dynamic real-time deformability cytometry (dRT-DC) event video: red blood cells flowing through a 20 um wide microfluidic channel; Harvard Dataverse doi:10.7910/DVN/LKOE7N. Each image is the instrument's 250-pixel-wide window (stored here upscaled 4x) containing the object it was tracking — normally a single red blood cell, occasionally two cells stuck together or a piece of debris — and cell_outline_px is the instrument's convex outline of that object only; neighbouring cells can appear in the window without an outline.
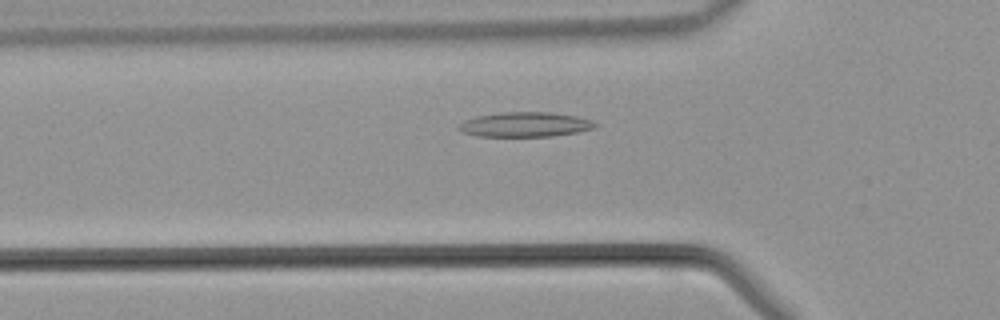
{"species": "common noctule bat (a hibernating species)", "species_latin": "Nyctalus noctula", "temperature_condition": "warm", "stored_images_in_passage": 36, "camera_frame_rate_fps": 3000, "um_per_image_px": 0.085, "animal": {"sex": "male", "body_mass_g": 21.5, "forearm_length_mm": 52.0}, "frame": {"image": 1, "passage_image": 6, "time_ms": 1.667, "image_size_px": [1000, 320], "cell_outline_px": [[600, 124], [596, 128], [576, 132], [552, 136], [476, 136], [460, 132], [460, 124], [464, 120], [476, 116], [500, 112], [548, 112], [576, 116], [592, 120]], "centroid_in_image_um": [44.66, 10.58], "position_along_channel_um": 81.1, "area_um2": 19.71}}
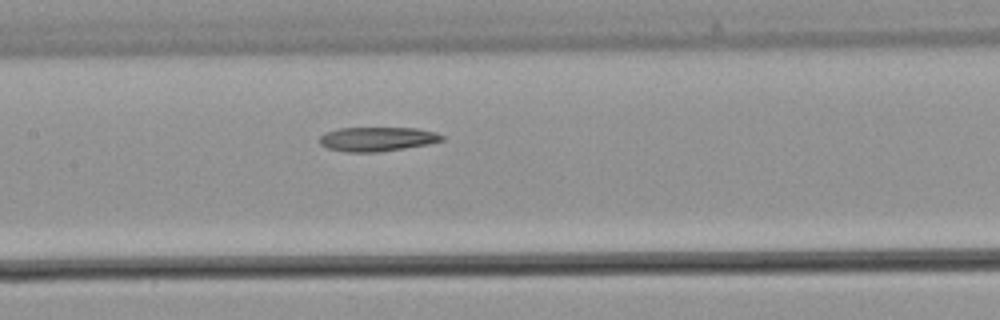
{"frame": {"image": 2, "passage_image": 12, "time_ms": 3.667, "image_size_px": [1000, 320], "cell_outline_px": [[444, 140], [428, 144], [380, 152], [344, 152], [328, 148], [320, 144], [320, 136], [324, 132], [340, 128], [416, 128], [436, 132], [444, 136]], "centroid_in_image_um": [32.06, 11.82], "position_along_channel_um": 175.3, "area_um2": 17.34}}
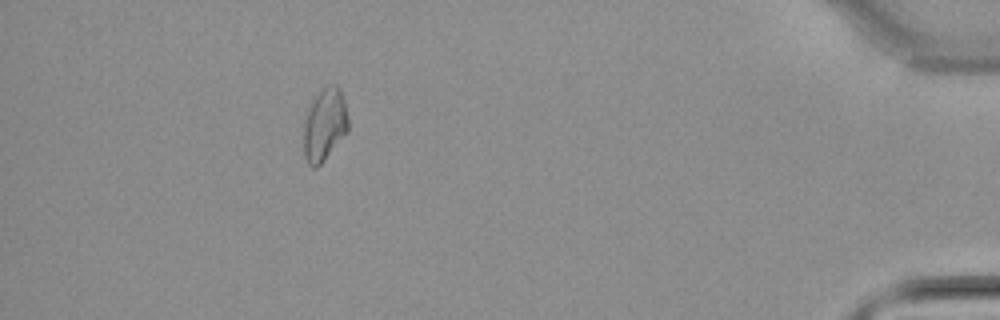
{"frame": {"image": 3, "passage_image": 31, "time_ms": 10.0, "image_size_px": [1000, 320], "cell_outline_px": [[348, 132], [324, 160], [316, 168], [312, 168], [308, 164], [304, 156], [304, 120], [312, 100], [320, 88], [328, 84], [336, 84], [340, 88], [344, 100], [348, 120]], "centroid_in_image_um": [27.59, 10.58], "position_along_channel_um": 407.6, "area_um2": 19.07}}